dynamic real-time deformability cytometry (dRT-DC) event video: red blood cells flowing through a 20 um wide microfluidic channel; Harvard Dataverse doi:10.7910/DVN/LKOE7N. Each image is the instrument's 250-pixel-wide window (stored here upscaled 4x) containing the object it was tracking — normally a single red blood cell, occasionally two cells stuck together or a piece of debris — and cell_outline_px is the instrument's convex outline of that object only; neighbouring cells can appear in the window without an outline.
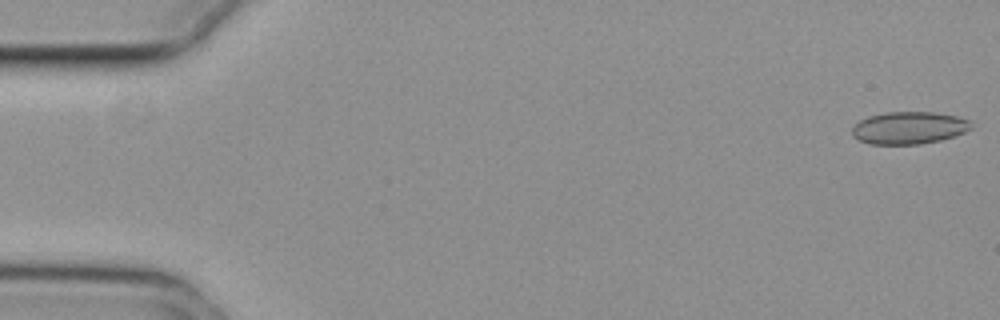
{"species": "common noctule bat (a hibernating species)", "species_latin": "Nyctalus noctula", "temperature_condition": "cold", "stored_images_in_passage": 55, "camera_frame_rate_fps": 3000, "um_per_image_px": 0.085, "animal": {"sex": "female", "body_mass_g": 29.2, "forearm_length_mm": 56.3}, "frame": {"image": 1, "passage_image": 1, "time_ms": 0.0, "image_size_px": [1000, 320], "cell_outline_px": [[972, 128], [964, 132], [940, 140], [920, 144], [868, 144], [852, 136], [852, 128], [860, 120], [868, 116], [884, 112], [932, 112], [956, 116], [972, 120]], "centroid_in_image_um": [77.26, 10.86], "position_along_channel_um": 7.7, "area_um2": 22.48}}
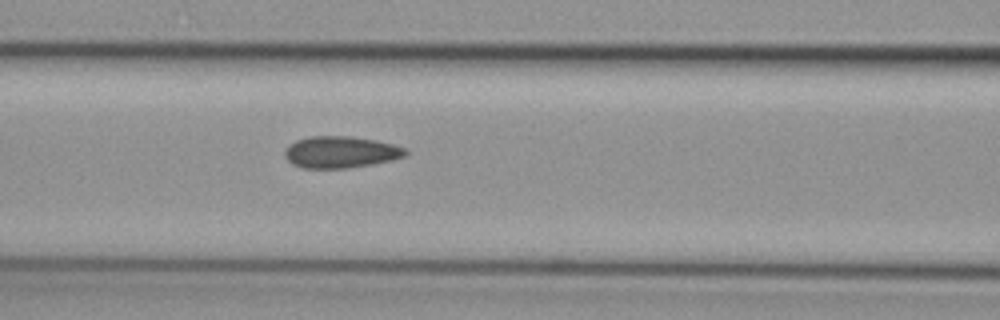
{"frame": {"image": 2, "passage_image": 23, "time_ms": 7.333, "image_size_px": [1000, 320], "cell_outline_px": [[408, 156], [392, 160], [372, 164], [348, 168], [300, 168], [292, 164], [284, 156], [284, 148], [288, 144], [296, 140], [308, 136], [352, 136], [376, 140], [392, 144], [404, 148], [408, 152]], "centroid_in_image_um": [28.93, 12.92], "position_along_channel_um": 137.7, "area_um2": 22.6}}
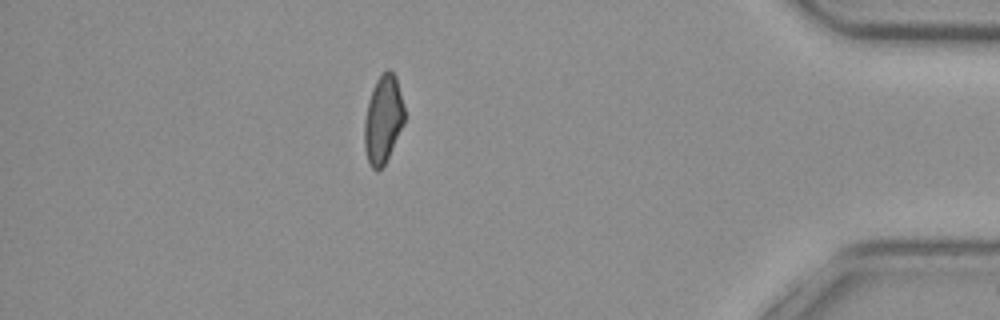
{"frame": {"image": 3, "passage_image": 48, "time_ms": 15.667, "image_size_px": [1000, 320], "cell_outline_px": [[404, 124], [384, 164], [376, 172], [368, 164], [364, 148], [364, 120], [368, 100], [372, 88], [376, 80], [388, 68], [396, 76], [404, 108]], "centroid_in_image_um": [32.54, 10.15], "position_along_channel_um": 402.7, "area_um2": 20.52}, "authors_computed_cell_mechanics": {"area_um2": 22.1374, "velocity_mm_per_s": 3.7349, "shape_relaxation_time_tau1_ms": null, "shape_relaxation_time_tau2_ms": 2.2464, "deformation_change_tau1": null, "deformation_change_tau2": 0.0902}}